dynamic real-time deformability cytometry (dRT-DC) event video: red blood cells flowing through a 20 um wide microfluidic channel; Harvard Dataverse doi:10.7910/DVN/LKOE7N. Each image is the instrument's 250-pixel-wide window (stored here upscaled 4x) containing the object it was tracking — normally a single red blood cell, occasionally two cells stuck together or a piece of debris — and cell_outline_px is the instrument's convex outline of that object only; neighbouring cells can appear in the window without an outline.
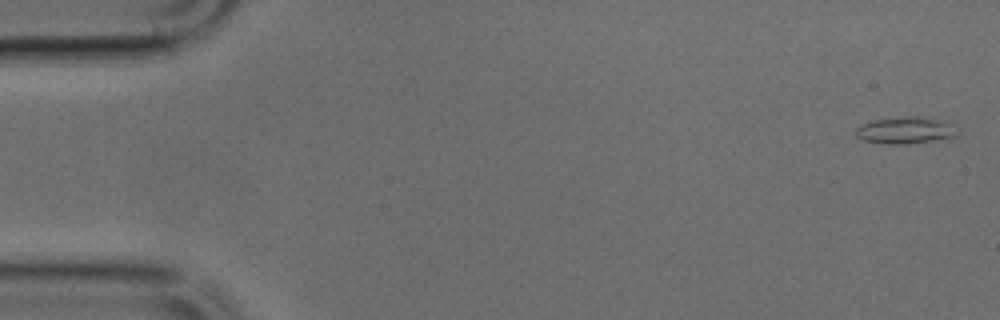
{"species": "common noctule bat (a hibernating species)", "species_latin": "Nyctalus noctula", "temperature_condition": "cold", "stored_images_in_passage": 11, "camera_frame_rate_fps": 3000, "um_per_image_px": 0.085, "animal": {"sex": "male", "body_mass_g": 17.9, "forearm_length_mm": 54.2}, "frame": {"image": 1, "passage_image": 1, "time_ms": 0.0, "image_size_px": [1000, 320], "cell_outline_px": [[960, 132], [956, 136], [936, 140], [904, 144], [888, 144], [864, 140], [856, 136], [856, 128], [860, 124], [876, 120], [904, 116], [920, 116], [948, 120]], "centroid_in_image_um": [77.03, 11.06], "position_along_channel_um": 8.0, "area_um2": 16.07}}